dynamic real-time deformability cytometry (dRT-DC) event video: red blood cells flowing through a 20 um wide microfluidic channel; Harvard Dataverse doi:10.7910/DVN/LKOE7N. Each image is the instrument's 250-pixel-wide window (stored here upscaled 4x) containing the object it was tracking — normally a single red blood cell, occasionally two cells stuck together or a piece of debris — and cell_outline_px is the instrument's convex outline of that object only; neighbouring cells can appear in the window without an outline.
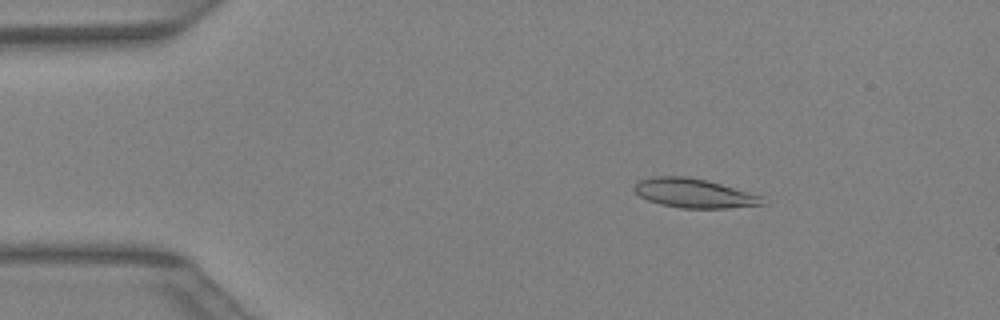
{"species": "Egyptian fruit bat (a non-hibernating species)", "species_latin": "Rousettus aegyptiacus", "temperature_condition": "warm", "stored_images_in_passage": 42, "camera_frame_rate_fps": 3000, "um_per_image_px": 0.085, "animal": {"sex": "female"}, "frame": {"image": 1, "passage_image": 7, "time_ms": 2.0, "image_size_px": [1000, 320], "cell_outline_px": [[764, 204], [724, 208], [680, 208], [660, 204], [648, 200], [640, 196], [632, 188], [640, 180], [652, 176], [688, 176], [708, 180], [764, 196]], "centroid_in_image_um": [58.99, 16.41], "position_along_channel_um": 26.0, "area_um2": 21.85}}
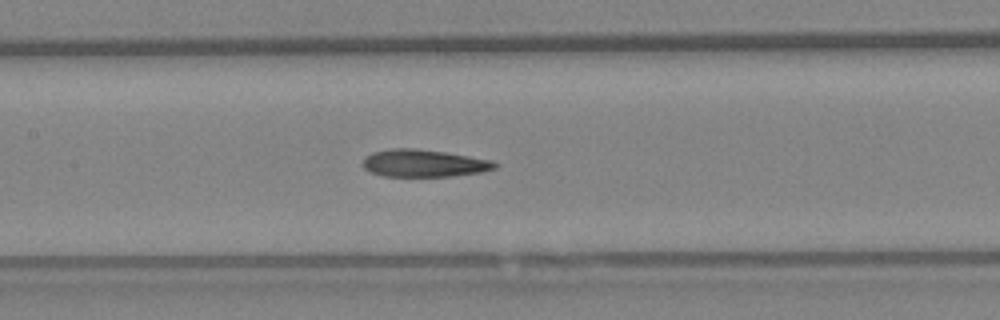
{"frame": {"image": 2, "passage_image": 20, "time_ms": 6.333, "image_size_px": [1000, 320], "cell_outline_px": [[500, 164], [496, 168], [480, 172], [452, 176], [384, 176], [372, 172], [364, 168], [364, 156], [372, 152], [392, 148], [416, 148], [444, 152], [492, 160]], "centroid_in_image_um": [36.04, 13.87], "position_along_channel_um": 171.4, "area_um2": 20.98}}
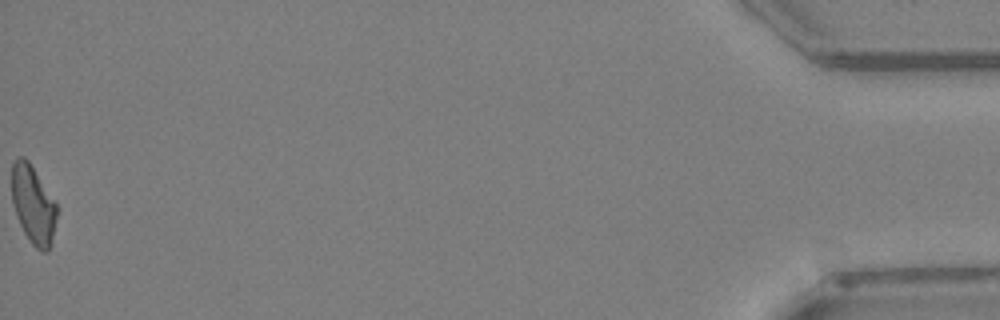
{"frame": {"image": 3, "passage_image": 42, "time_ms": 13.667, "image_size_px": [1000, 320], "cell_outline_px": [[60, 208], [48, 252], [40, 252], [32, 244], [24, 232], [16, 216], [12, 204], [12, 164], [16, 156], [24, 156], [28, 160]], "centroid_in_image_um": [2.83, 17.39], "position_along_channel_um": 432.4, "area_um2": 20.87}}